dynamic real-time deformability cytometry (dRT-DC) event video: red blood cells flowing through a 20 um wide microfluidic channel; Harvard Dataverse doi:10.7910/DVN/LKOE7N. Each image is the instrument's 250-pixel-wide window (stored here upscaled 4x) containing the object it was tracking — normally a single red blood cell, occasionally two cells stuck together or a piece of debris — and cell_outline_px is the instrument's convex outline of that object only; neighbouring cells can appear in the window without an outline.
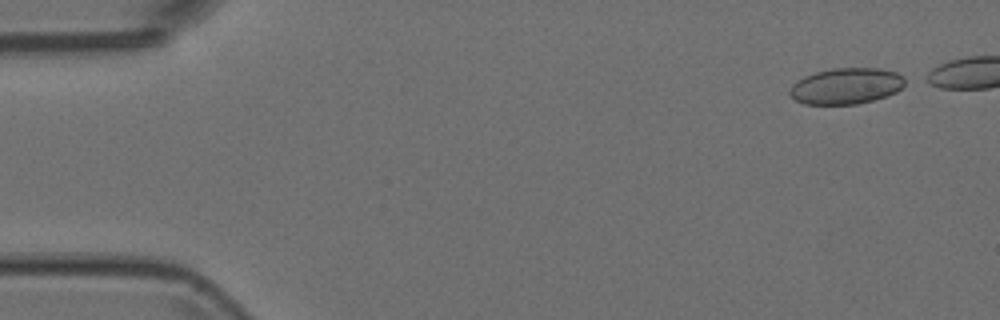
{"species": "Egyptian fruit bat (a non-hibernating species)", "species_latin": "Rousettus aegyptiacus", "temperature_condition": "room temperature", "stored_images_in_passage": 43, "camera_frame_rate_fps": 3000, "um_per_image_px": 0.085, "animal": {"sex": "female"}, "frame": {"image": 1, "passage_image": 1, "time_ms": 0.0, "image_size_px": [1000, 320], "cell_outline_px": [[904, 84], [896, 92], [872, 100], [856, 104], [804, 104], [796, 100], [788, 92], [792, 84], [796, 80], [804, 76], [816, 72], [832, 68], [880, 68], [896, 72], [904, 76]], "centroid_in_image_um": [71.9, 7.3], "position_along_channel_um": 13.1, "area_um2": 24.16}}
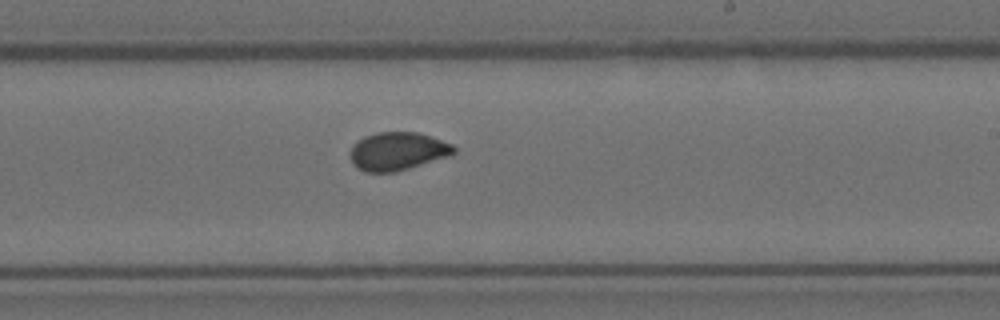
{"frame": {"image": 2, "passage_image": 29, "time_ms": 9.333, "image_size_px": [1000, 320], "cell_outline_px": [[456, 152], [452, 156], [396, 172], [364, 172], [352, 164], [352, 144], [364, 136], [376, 132], [416, 132], [452, 144], [456, 148]], "centroid_in_image_um": [33.82, 12.87], "position_along_channel_um": 255.2, "area_um2": 23.12}}
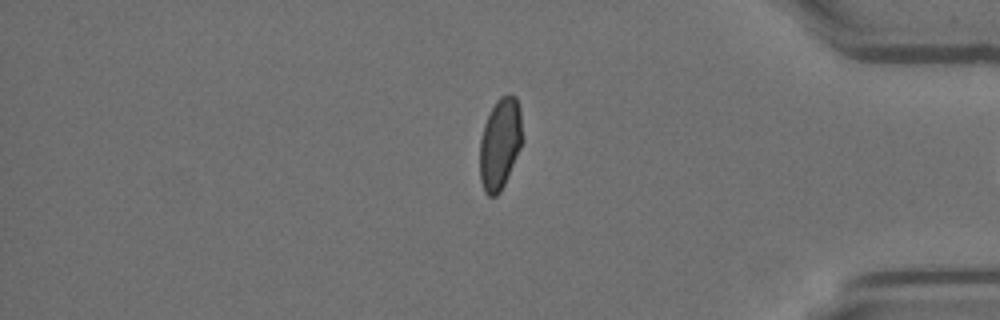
{"frame": {"image": 3, "passage_image": 42, "time_ms": 13.667, "image_size_px": [1000, 320], "cell_outline_px": [[524, 140], [504, 184], [500, 192], [496, 196], [488, 196], [484, 192], [480, 180], [480, 140], [484, 124], [496, 100], [500, 96], [508, 92], [516, 96], [520, 108]], "centroid_in_image_um": [42.52, 12.18], "position_along_channel_um": 392.7, "area_um2": 23.0}}